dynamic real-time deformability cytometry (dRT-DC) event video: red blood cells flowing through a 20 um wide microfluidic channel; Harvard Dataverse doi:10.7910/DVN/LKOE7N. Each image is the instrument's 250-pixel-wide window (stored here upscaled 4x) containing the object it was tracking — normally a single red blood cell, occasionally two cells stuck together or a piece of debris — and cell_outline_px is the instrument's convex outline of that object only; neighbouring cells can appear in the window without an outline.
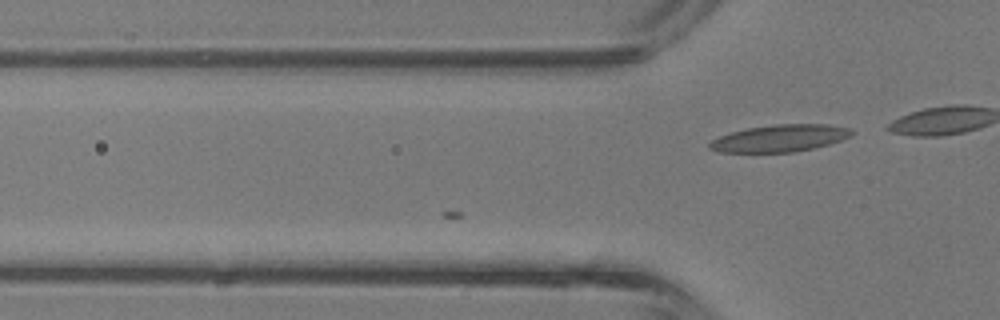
{"species": "common noctule bat (a hibernating species)", "species_latin": "Nyctalus noctula", "temperature_condition": "room temperature", "stored_images_in_passage": 10, "camera_frame_rate_fps": 3000, "um_per_image_px": 0.085, "animal": {"sex": "male", "body_mass_g": 13.3}, "frame": {"image": 1, "passage_image": 10, "time_ms": 3.0, "image_size_px": [1000, 320], "cell_outline_px": [[856, 132], [852, 136], [828, 144], [796, 152], [720, 152], [708, 148], [708, 144], [712, 140], [720, 136], [732, 132], [748, 128], [776, 124], [828, 124], [848, 128]], "centroid_in_image_um": [66.3, 11.75], "position_along_channel_um": 59.5, "area_um2": 22.31}}